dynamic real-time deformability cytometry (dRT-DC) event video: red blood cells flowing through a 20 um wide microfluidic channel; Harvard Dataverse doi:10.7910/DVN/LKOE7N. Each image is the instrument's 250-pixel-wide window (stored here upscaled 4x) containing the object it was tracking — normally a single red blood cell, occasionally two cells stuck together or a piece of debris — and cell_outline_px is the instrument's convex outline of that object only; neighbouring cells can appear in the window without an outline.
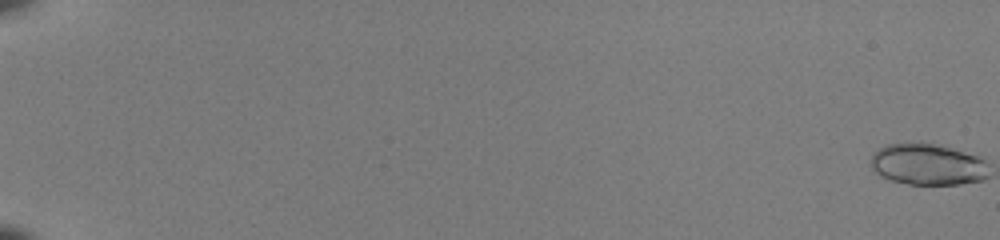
{"species": "common noctule bat (a hibernating species)", "species_latin": "Nyctalus noctula", "temperature_condition": "room temperature", "stored_images_in_passage": 41, "camera_frame_rate_fps": 3000, "um_per_image_px": 0.085, "animal": {"sex": "female", "body_mass_g": 22.0, "forearm_length_mm": 56.7}, "frame": {"image": 1, "passage_image": 1, "time_ms": 0.0, "image_size_px": [1000, 240], "cell_outline_px": [[984, 176], [976, 180], [956, 184], [912, 184], [896, 180], [884, 176], [876, 168], [876, 156], [884, 148], [908, 144], [924, 144], [944, 148], [960, 152], [972, 156], [980, 160]], "centroid_in_image_um": [78.87, 14.03], "position_along_channel_um": 6.1, "area_um2": 24.97}}
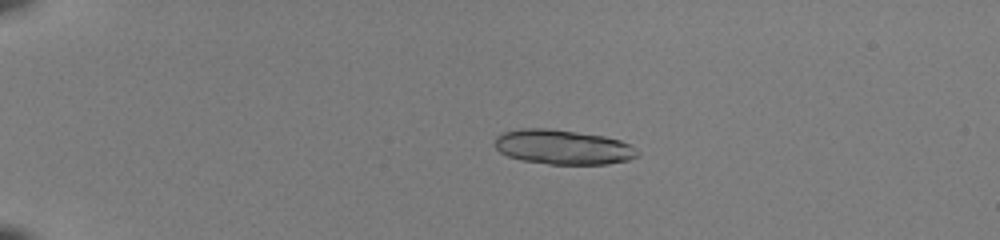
{"frame": {"image": 2, "passage_image": 15, "time_ms": 4.667, "image_size_px": [1000, 240], "cell_outline_px": [[632, 156], [624, 160], [604, 164], [552, 164], [524, 160], [512, 156], [496, 148], [496, 140], [500, 136], [508, 132], [572, 132], [600, 136], [616, 140], [628, 144]], "centroid_in_image_um": [47.86, 12.57], "position_along_channel_um": 37.1, "area_um2": 25.72}}